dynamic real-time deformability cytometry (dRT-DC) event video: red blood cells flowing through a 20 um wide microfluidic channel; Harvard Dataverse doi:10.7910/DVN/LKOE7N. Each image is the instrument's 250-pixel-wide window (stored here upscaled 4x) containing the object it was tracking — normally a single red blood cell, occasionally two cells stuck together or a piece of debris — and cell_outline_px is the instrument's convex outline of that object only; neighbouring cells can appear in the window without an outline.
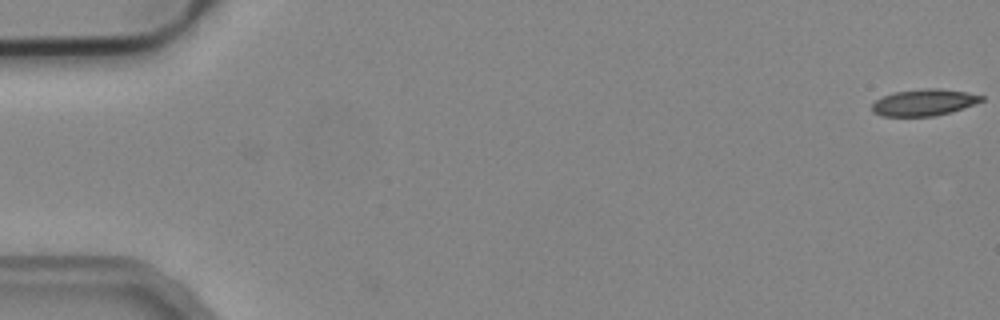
{"species": "common noctule bat (a hibernating species)", "species_latin": "Nyctalus noctula", "temperature_condition": "cold", "stored_images_in_passage": 54, "camera_frame_rate_fps": 3000, "um_per_image_px": 0.085, "animal": {"sex": "male", "body_mass_g": 19.2, "forearm_length_mm": 51.8}, "frame": {"image": 1, "passage_image": 1, "time_ms": 0.0, "image_size_px": [1000, 320], "cell_outline_px": [[984, 100], [952, 112], [936, 116], [880, 116], [872, 112], [872, 104], [876, 100], [884, 96], [896, 92], [924, 88], [940, 88], [964, 92], [984, 96]], "centroid_in_image_um": [78.53, 8.71], "position_along_channel_um": 6.5, "area_um2": 16.88}}
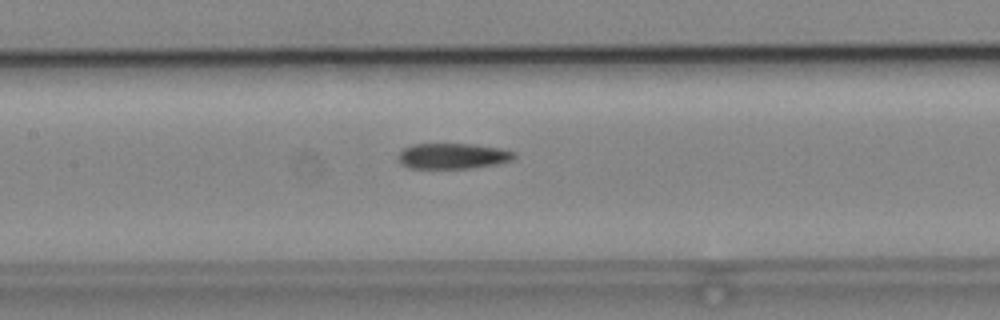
{"frame": {"image": 2, "passage_image": 26, "time_ms": 8.333, "image_size_px": [1000, 320], "cell_outline_px": [[516, 156], [512, 160], [500, 164], [472, 168], [408, 168], [400, 164], [400, 152], [404, 148], [412, 144], [476, 144], [500, 148], [516, 152]], "centroid_in_image_um": [38.54, 13.26], "position_along_channel_um": 168.9, "area_um2": 17.46}}
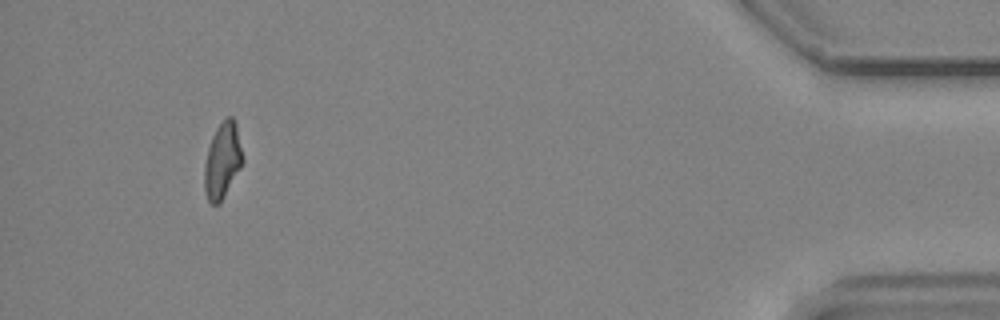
{"frame": {"image": 3, "passage_image": 51, "time_ms": 16.667, "image_size_px": [1000, 320], "cell_outline_px": [[244, 160], [240, 168], [220, 204], [212, 204], [208, 200], [204, 192], [204, 164], [208, 148], [212, 136], [216, 128], [228, 116], [232, 116], [236, 124]], "centroid_in_image_um": [18.9, 13.67], "position_along_channel_um": 416.3, "area_um2": 16.88}, "authors_computed_cell_mechanics": {"area_um2": 17.7735, "velocity_mm_per_s": 3.8133, "shape_relaxation_time_tau1_ms": null, "shape_relaxation_time_tau2_ms": 10.7739, "deformation_change_tau1": null, "deformation_change_tau2": 0.1873}}